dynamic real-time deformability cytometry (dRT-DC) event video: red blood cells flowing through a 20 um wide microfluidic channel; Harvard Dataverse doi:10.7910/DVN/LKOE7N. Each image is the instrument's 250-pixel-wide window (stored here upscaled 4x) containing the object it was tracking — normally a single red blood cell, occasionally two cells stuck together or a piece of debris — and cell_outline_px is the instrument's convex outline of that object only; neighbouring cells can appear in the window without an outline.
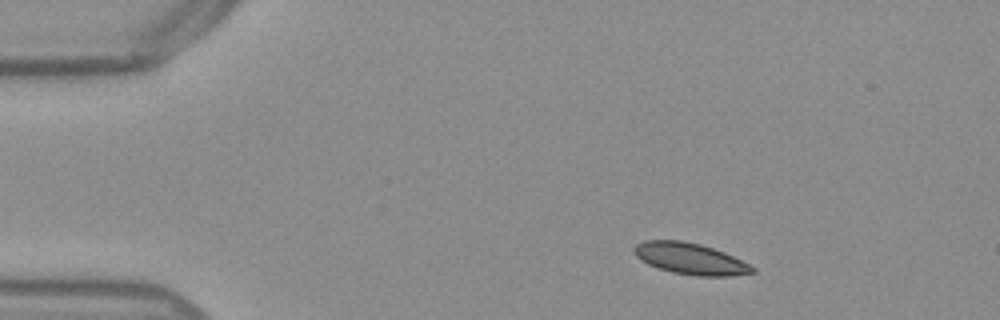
{"species": "Egyptian fruit bat (a non-hibernating species)", "species_latin": "Rousettus aegyptiacus", "temperature_condition": "warm", "stored_images_in_passage": 46, "camera_frame_rate_fps": 3000, "um_per_image_px": 0.085, "frame": {"image": 1, "passage_image": 1, "time_ms": 0.0, "image_size_px": [1000, 320], "cell_outline_px": [[756, 272], [728, 276], [696, 276], [672, 272], [648, 264], [640, 260], [632, 252], [632, 248], [636, 244], [644, 240], [684, 240], [700, 244], [724, 252], [756, 268]], "centroid_in_image_um": [58.63, 21.98], "position_along_channel_um": 26.4, "area_um2": 21.62}}
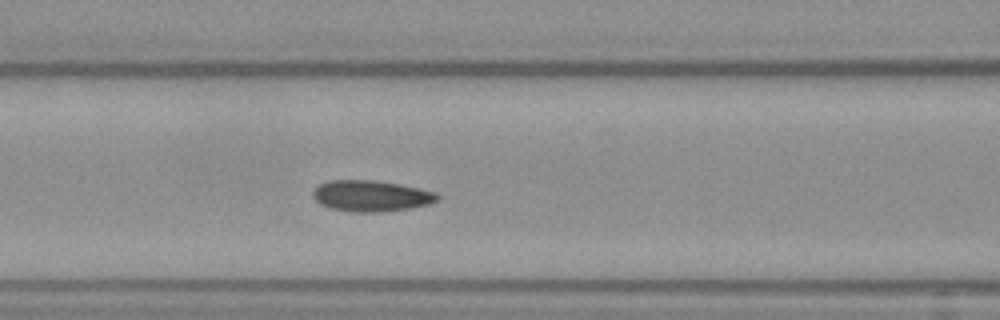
{"frame": {"image": 2, "passage_image": 15, "time_ms": 4.667, "image_size_px": [1000, 320], "cell_outline_px": [[440, 196], [436, 200], [428, 204], [408, 208], [380, 212], [352, 212], [332, 208], [320, 204], [312, 196], [312, 192], [320, 184], [328, 180], [372, 180], [400, 184], [436, 192]], "centroid_in_image_um": [31.52, 16.65], "position_along_channel_um": 135.1, "area_um2": 22.37}}
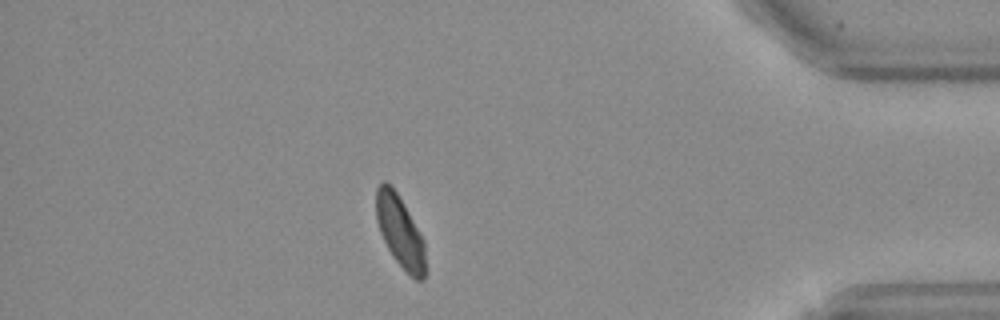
{"frame": {"image": 3, "passage_image": 39, "time_ms": 12.667, "image_size_px": [1000, 320], "cell_outline_px": [[424, 280], [416, 280], [392, 256], [380, 232], [376, 220], [376, 188], [384, 180], [396, 192], [404, 204], [420, 232], [424, 240]], "centroid_in_image_um": [33.98, 19.65], "position_along_channel_um": 401.2, "area_um2": 20.11}, "authors_computed_cell_mechanics": {"area_um2": 21.964, "velocity_mm_per_s": 3.8233, "shape_relaxation_time_tau1_ms": null, "shape_relaxation_time_tau2_ms": 4.2858, "deformation_change_tau1": null, "deformation_change_tau2": 0.0725}}